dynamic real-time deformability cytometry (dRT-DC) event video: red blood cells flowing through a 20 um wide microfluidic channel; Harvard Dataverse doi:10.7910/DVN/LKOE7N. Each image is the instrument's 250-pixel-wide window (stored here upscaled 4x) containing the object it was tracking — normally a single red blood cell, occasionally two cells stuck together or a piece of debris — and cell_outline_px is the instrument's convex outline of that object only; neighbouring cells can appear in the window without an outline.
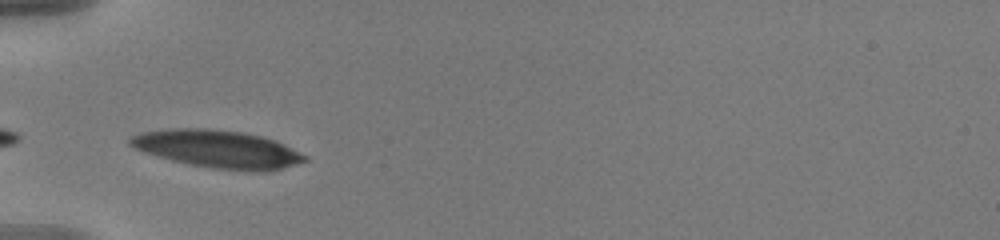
{"species": "human", "species_latin": "Homo sapiens", "temperature_condition": "warm", "stored_images_in_passage": 38, "camera_frame_rate_fps": 3000, "um_per_image_px": 0.085, "donor": {"sex": "male"}, "frame": {"image": 1, "passage_image": 1, "time_ms": 0.0, "image_size_px": [1000, 240], "cell_outline_px": [[308, 160], [296, 164], [264, 172], [260, 172], [212, 168], [188, 164], [172, 160], [136, 148], [128, 144], [128, 140], [132, 136], [144, 132], [172, 128], [208, 128], [240, 132], [260, 136], [276, 140], [308, 156]], "centroid_in_image_um": [18.55, 12.67], "position_along_channel_um": 66.4, "area_um2": 38.03}}
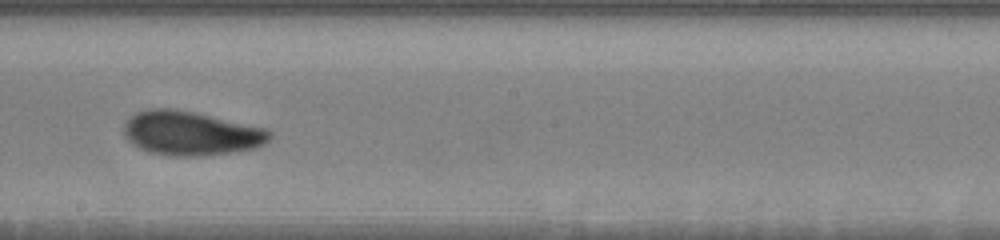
{"frame": {"image": 2, "passage_image": 15, "time_ms": 4.667, "image_size_px": [1000, 240], "cell_outline_px": [[272, 136], [264, 144], [256, 148], [232, 152], [196, 156], [176, 156], [148, 152], [132, 144], [128, 140], [124, 132], [124, 124], [136, 112], [148, 108], [172, 108], [192, 112], [268, 128], [272, 132]], "centroid_in_image_um": [16.24, 11.32], "position_along_channel_um": 232.0, "area_um2": 37.4}}
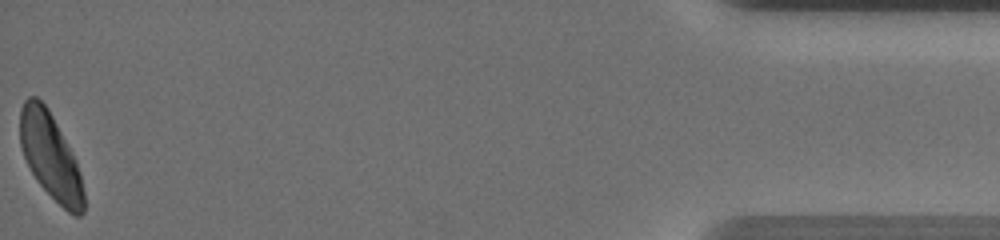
{"frame": {"image": 3, "passage_image": 38, "time_ms": 12.333, "image_size_px": [1000, 240], "cell_outline_px": [[84, 212], [80, 216], [76, 216], [68, 212], [36, 180], [24, 156], [20, 144], [20, 108], [24, 100], [28, 96], [36, 96], [48, 108], [72, 152], [76, 160], [84, 192]], "centroid_in_image_um": [4.28, 13.25], "position_along_channel_um": 430.9, "area_um2": 31.56}, "authors_computed_cell_mechanics": {"area_um2": 35.4314, "velocity_mm_per_s": 3.6253, "shape_relaxation_time_tau1_ms": 3.3831, "shape_relaxation_time_tau2_ms": 2.3656, "deformation_change_tau1": 0.144, "deformation_change_tau2": 0.0741}}